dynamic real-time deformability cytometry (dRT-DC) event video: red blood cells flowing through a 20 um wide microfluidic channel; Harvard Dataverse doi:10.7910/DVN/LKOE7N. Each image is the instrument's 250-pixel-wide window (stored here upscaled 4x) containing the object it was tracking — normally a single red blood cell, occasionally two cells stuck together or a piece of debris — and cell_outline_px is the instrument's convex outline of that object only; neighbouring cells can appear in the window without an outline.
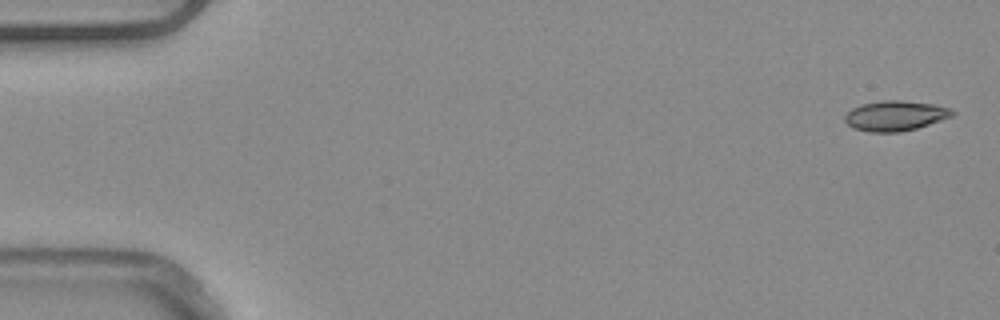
{"species": "common noctule bat (a hibernating species)", "species_latin": "Nyctalus noctula", "temperature_condition": "warm", "stored_images_in_passage": 52, "camera_frame_rate_fps": 3000, "um_per_image_px": 0.085, "animal": {"sex": "male", "body_mass_g": 20.4}, "frame": {"image": 1, "passage_image": 1, "time_ms": 0.0, "image_size_px": [1000, 320], "cell_outline_px": [[956, 112], [952, 116], [916, 128], [900, 132], [868, 132], [852, 128], [844, 120], [844, 116], [852, 108], [864, 104], [884, 100], [900, 100], [936, 104], [948, 108]], "centroid_in_image_um": [76.08, 9.84], "position_along_channel_um": 8.9, "area_um2": 18.73}}
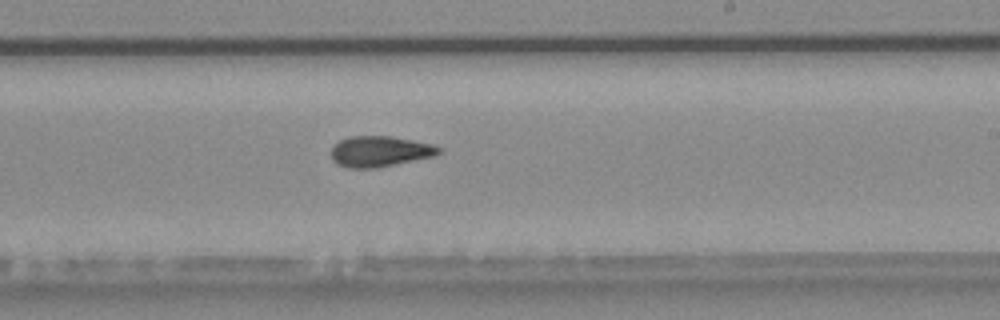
{"frame": {"image": 2, "passage_image": 31, "time_ms": 10.0, "image_size_px": [1000, 320], "cell_outline_px": [[444, 148], [436, 156], [376, 168], [348, 168], [336, 164], [332, 160], [332, 148], [340, 140], [348, 136], [388, 136], [412, 140], [432, 144]], "centroid_in_image_um": [32.31, 12.87], "position_along_channel_um": 256.7, "area_um2": 19.36}}
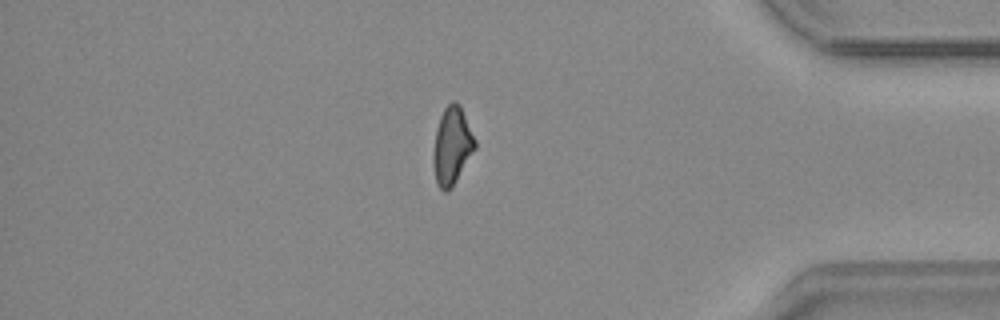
{"frame": {"image": 3, "passage_image": 44, "time_ms": 14.333, "image_size_px": [1000, 320], "cell_outline_px": [[476, 148], [452, 188], [448, 192], [444, 192], [436, 184], [432, 160], [432, 156], [436, 128], [440, 116], [444, 108], [452, 100], [456, 100], [460, 104], [476, 140]], "centroid_in_image_um": [38.41, 12.4], "position_along_channel_um": 396.8, "area_um2": 19.19}, "authors_computed_cell_mechanics": {"area_um2": 18.8717, "velocity_mm_per_s": 3.921, "shape_relaxation_time_tau1_ms": null, "shape_relaxation_time_tau2_ms": 3.6571, "deformation_change_tau1": null, "deformation_change_tau2": 0.1119}}